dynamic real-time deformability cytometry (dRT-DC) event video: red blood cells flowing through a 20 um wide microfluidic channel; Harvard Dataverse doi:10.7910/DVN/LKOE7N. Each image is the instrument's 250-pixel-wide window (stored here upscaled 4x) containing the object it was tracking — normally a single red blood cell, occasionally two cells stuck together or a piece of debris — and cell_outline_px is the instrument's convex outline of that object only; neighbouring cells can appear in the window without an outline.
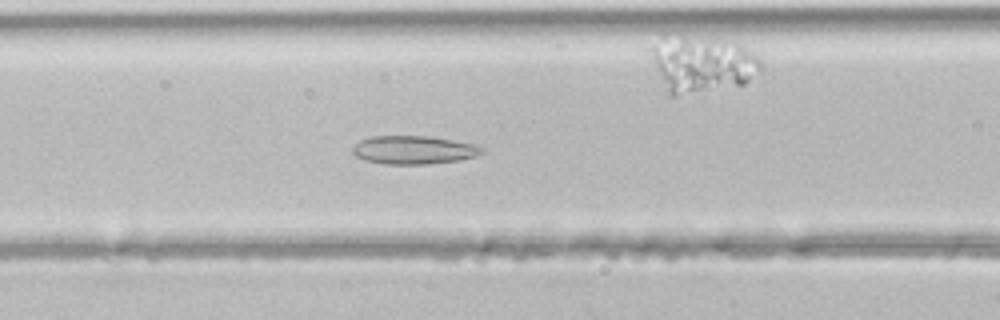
{"species": "common noctule bat (a hibernating species)", "species_latin": "Nyctalus noctula", "temperature_condition": "room temperature", "stored_images_in_passage": 46, "camera_frame_rate_fps": 3000, "um_per_image_px": 0.085, "animal": {"sex": "male", "body_mass_g": 21.5, "forearm_length_mm": 52.0}, "frame": {"image": 1, "passage_image": 18, "time_ms": 5.667, "image_size_px": [1000, 320], "cell_outline_px": [[484, 152], [476, 156], [460, 160], [428, 164], [384, 164], [368, 160], [356, 156], [352, 152], [352, 148], [360, 140], [372, 136], [428, 136], [452, 140], [472, 144], [484, 148]], "centroid_in_image_um": [35.17, 12.74], "position_along_channel_um": 131.4, "area_um2": 21.21}}
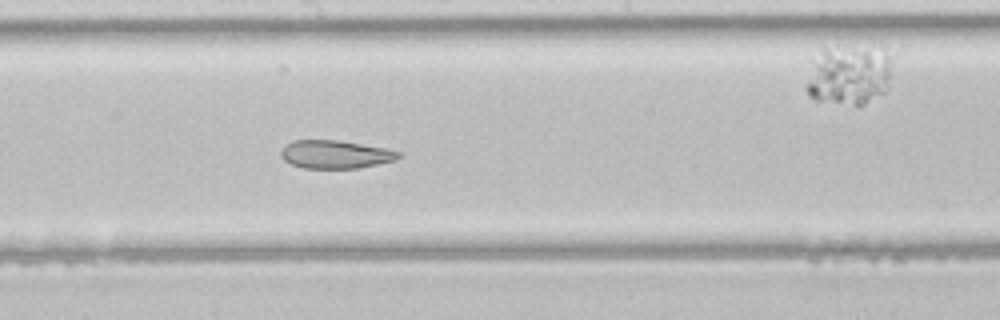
{"frame": {"image": 2, "passage_image": 24, "time_ms": 7.667, "image_size_px": [1000, 320], "cell_outline_px": [[400, 156], [396, 160], [356, 168], [304, 168], [292, 164], [284, 160], [280, 156], [280, 152], [292, 140], [336, 140], [384, 148], [400, 152]], "centroid_in_image_um": [28.48, 13.12], "position_along_channel_um": 219.7, "area_um2": 18.96}}
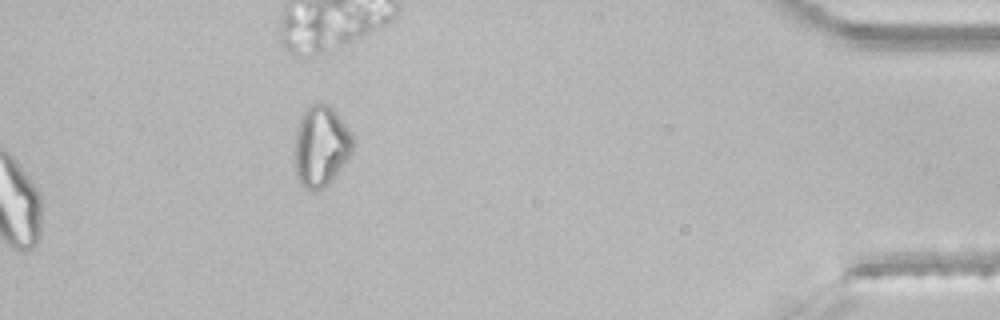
{"frame": {"image": 3, "passage_image": 46, "time_ms": 15.0, "image_size_px": [1000, 320], "cell_outline_px": [[356, 140], [352, 152], [348, 160], [332, 180], [324, 188], [316, 192], [312, 192], [296, 176], [292, 152], [296, 132], [300, 116], [304, 108], [308, 104], [324, 104], [332, 108], [336, 112], [352, 132]], "centroid_in_image_um": [27.28, 12.42], "position_along_channel_um": 407.9, "area_um2": 28.21}}